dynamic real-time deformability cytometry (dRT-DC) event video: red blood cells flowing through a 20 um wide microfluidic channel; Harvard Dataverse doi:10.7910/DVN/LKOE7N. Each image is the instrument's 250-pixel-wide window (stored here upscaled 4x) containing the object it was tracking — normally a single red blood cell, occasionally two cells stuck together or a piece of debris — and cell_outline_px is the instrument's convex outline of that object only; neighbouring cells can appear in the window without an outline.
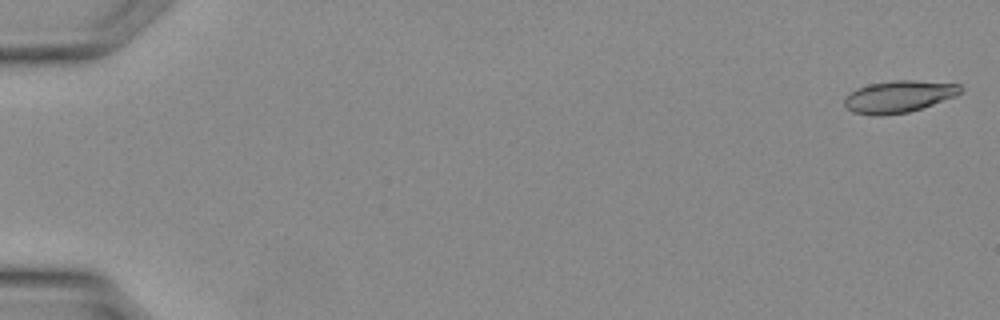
{"species": "Egyptian fruit bat (a non-hibernating species)", "species_latin": "Rousettus aegyptiacus", "temperature_condition": "warm", "stored_images_in_passage": 10, "camera_frame_rate_fps": 3000, "um_per_image_px": 0.085, "animal": {"sex": "female"}, "frame": {"image": 1, "passage_image": 1, "time_ms": 0.0, "image_size_px": [1000, 320], "cell_outline_px": [[964, 88], [956, 96], [908, 112], [880, 116], [872, 116], [852, 112], [844, 104], [844, 100], [856, 88], [872, 84], [896, 80], [912, 80], [960, 84]], "centroid_in_image_um": [76.4, 8.21], "position_along_channel_um": 8.6, "area_um2": 21.39}}